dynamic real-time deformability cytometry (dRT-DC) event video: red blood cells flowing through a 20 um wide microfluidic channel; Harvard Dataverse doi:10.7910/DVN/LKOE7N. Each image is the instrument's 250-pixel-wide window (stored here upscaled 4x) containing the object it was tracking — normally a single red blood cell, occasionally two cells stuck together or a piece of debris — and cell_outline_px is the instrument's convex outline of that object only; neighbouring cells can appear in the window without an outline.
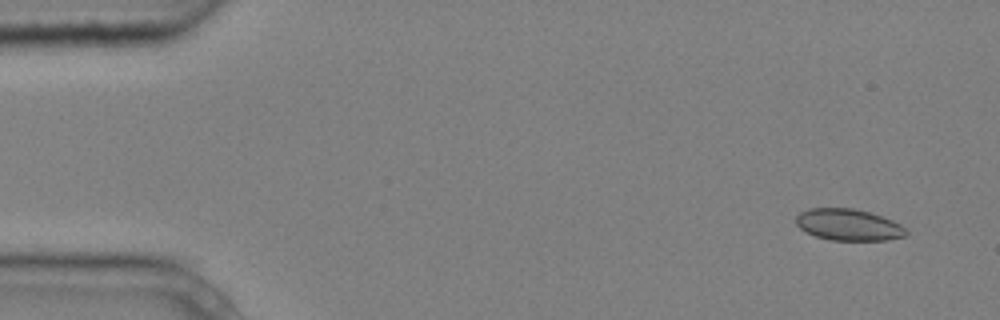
{"species": "common noctule bat (a hibernating species)", "species_latin": "Nyctalus noctula", "temperature_condition": "cold", "stored_images_in_passage": 5, "camera_frame_rate_fps": 3000, "um_per_image_px": 0.085, "animal": {"sex": "male", "body_mass_g": 20.4}, "frame": {"image": 1, "passage_image": 1, "time_ms": 0.0, "image_size_px": [1000, 320], "cell_outline_px": [[908, 232], [904, 236], [884, 240], [832, 240], [816, 236], [800, 228], [796, 224], [796, 216], [800, 212], [808, 208], [852, 208], [868, 212], [892, 220], [900, 224]], "centroid_in_image_um": [72.09, 19.1], "position_along_channel_um": 12.9, "area_um2": 20.0}}
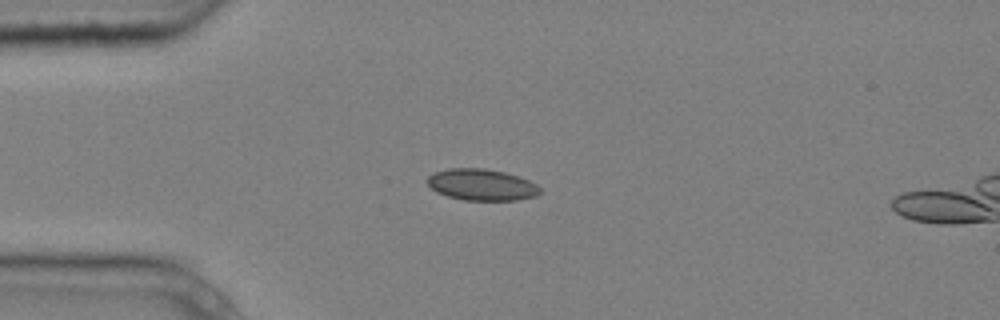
{"frame": {"image": 2, "passage_image": 4, "time_ms": 1.0, "image_size_px": [1000, 320], "cell_outline_px": [[544, 192], [536, 196], [516, 200], [464, 200], [448, 196], [436, 192], [428, 184], [428, 176], [436, 172], [448, 168], [484, 168], [504, 172], [528, 180], [536, 184]], "centroid_in_image_um": [40.96, 15.71], "position_along_channel_um": 44.0, "area_um2": 20.58}}